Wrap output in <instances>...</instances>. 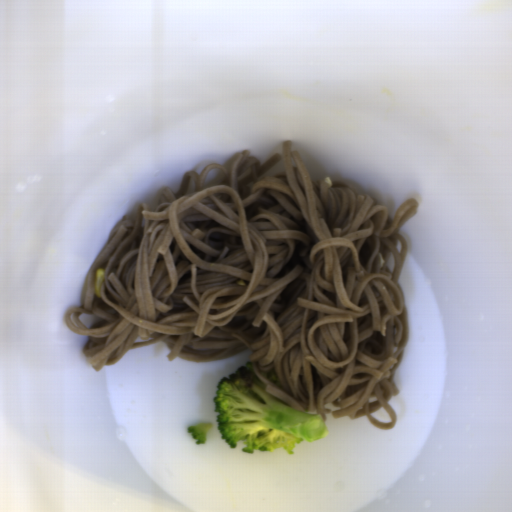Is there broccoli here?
Returning a JSON list of instances; mask_svg holds the SVG:
<instances>
[{
	"label": "broccoli",
	"instance_id": "obj_1",
	"mask_svg": "<svg viewBox=\"0 0 512 512\" xmlns=\"http://www.w3.org/2000/svg\"><path fill=\"white\" fill-rule=\"evenodd\" d=\"M217 430L231 449L243 440L242 452L254 454L283 448L295 454L294 448L304 440H319L327 435L328 426L322 415L301 412L286 401L266 391L255 375L252 361L240 366L228 377H221L211 399Z\"/></svg>",
	"mask_w": 512,
	"mask_h": 512
},
{
	"label": "broccoli",
	"instance_id": "obj_2",
	"mask_svg": "<svg viewBox=\"0 0 512 512\" xmlns=\"http://www.w3.org/2000/svg\"><path fill=\"white\" fill-rule=\"evenodd\" d=\"M213 424L210 423H198L196 425H189L187 427L188 433L191 434L193 440H195L196 445L206 444L207 442V433L210 429L213 428Z\"/></svg>",
	"mask_w": 512,
	"mask_h": 512
},
{
	"label": "broccoli",
	"instance_id": "obj_3",
	"mask_svg": "<svg viewBox=\"0 0 512 512\" xmlns=\"http://www.w3.org/2000/svg\"><path fill=\"white\" fill-rule=\"evenodd\" d=\"M261 372V371H260ZM269 381L283 388L280 379L275 371V369H271L268 372H261Z\"/></svg>",
	"mask_w": 512,
	"mask_h": 512
}]
</instances>
